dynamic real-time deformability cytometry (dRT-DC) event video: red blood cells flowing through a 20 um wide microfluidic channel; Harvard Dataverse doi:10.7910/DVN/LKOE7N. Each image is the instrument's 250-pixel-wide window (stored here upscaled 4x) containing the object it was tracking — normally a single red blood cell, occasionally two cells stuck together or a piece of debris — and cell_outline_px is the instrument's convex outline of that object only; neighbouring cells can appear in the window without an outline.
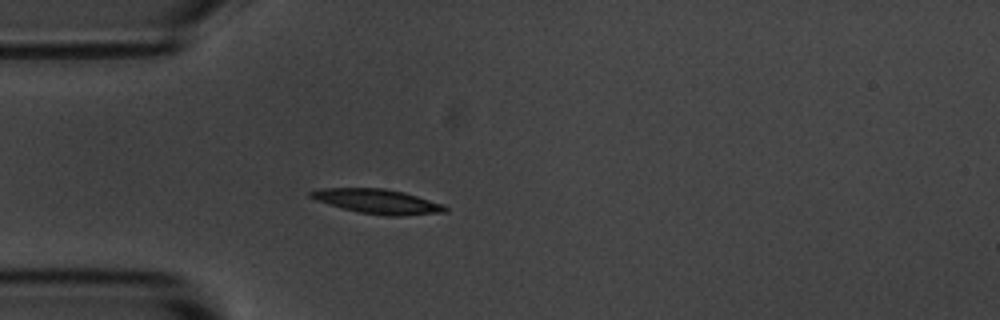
{"species": "common noctule bat (a hibernating species)", "species_latin": "Nyctalus noctula", "temperature_condition": "room temperature", "stored_images_in_passage": 37, "camera_frame_rate_fps": 3000, "um_per_image_px": 0.085, "animal": {"sex": "male", "body_mass_g": 20.1, "forearm_length_mm": 53.5}, "frame": {"image": 1, "passage_image": 8, "time_ms": 2.333, "image_size_px": [1000, 320], "cell_outline_px": [[448, 212], [400, 216], [384, 216], [360, 212], [344, 208], [316, 200], [308, 196], [308, 192], [320, 188], [384, 188], [404, 192], [444, 204], [448, 208]], "centroid_in_image_um": [32.13, 17.12], "position_along_channel_um": 52.9, "area_um2": 19.25}}
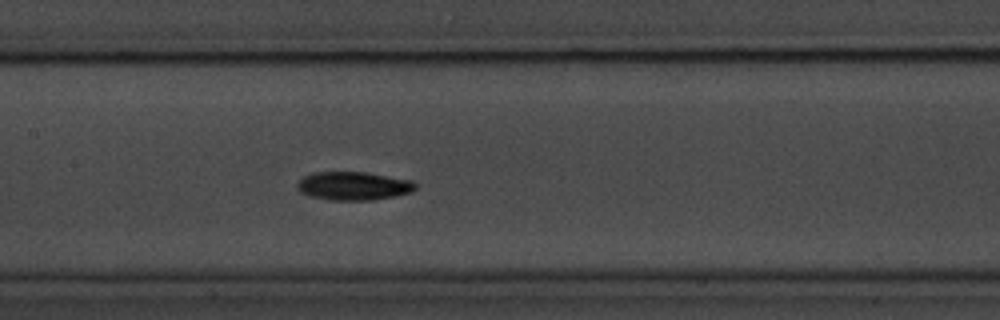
{"frame": {"image": 2, "passage_image": 19, "time_ms": 6.0, "image_size_px": [1000, 320], "cell_outline_px": [[416, 188], [412, 192], [396, 196], [372, 200], [328, 200], [308, 196], [300, 192], [296, 188], [296, 184], [304, 176], [312, 172], [364, 172], [412, 180], [416, 184]], "centroid_in_image_um": [30.02, 15.81], "position_along_channel_um": 177.4, "area_um2": 19.77}}
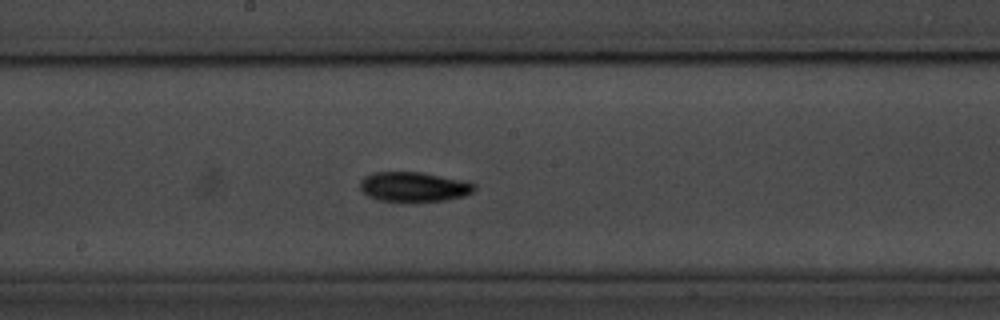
{"frame": {"image": 3, "passage_image": 22, "time_ms": 7.0, "image_size_px": [1000, 320], "cell_outline_px": [[476, 188], [472, 192], [464, 196], [444, 200], [376, 200], [368, 196], [360, 188], [360, 180], [364, 176], [376, 172], [420, 172], [468, 180], [476, 184]], "centroid_in_image_um": [35.21, 15.85], "position_along_channel_um": 213.0, "area_um2": 19.65}, "authors_computed_cell_mechanics": {"area_um2": 18.5538, "velocity_mm_per_s": 3.5764, "shape_relaxation_time_tau1_ms": 3.0016, "shape_relaxation_time_tau2_ms": 5.4479, "deformation_change_tau1": 0.1354, "deformation_change_tau2": 0.0941}}